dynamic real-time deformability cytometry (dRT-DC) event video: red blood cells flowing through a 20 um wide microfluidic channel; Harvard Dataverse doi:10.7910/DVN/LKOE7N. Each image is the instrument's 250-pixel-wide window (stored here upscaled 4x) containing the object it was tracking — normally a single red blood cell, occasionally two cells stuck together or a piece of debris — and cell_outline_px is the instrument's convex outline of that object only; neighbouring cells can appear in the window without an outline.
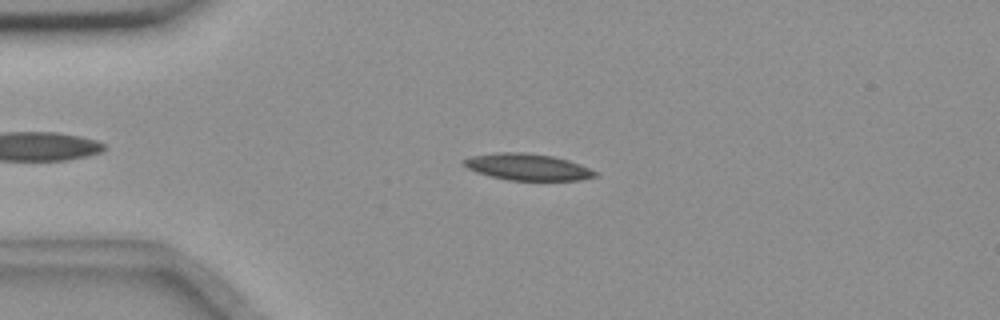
{"species": "common noctule bat (a hibernating species)", "species_latin": "Nyctalus noctula", "temperature_condition": "room temperature", "stored_images_in_passage": 45, "camera_frame_rate_fps": 3000, "um_per_image_px": 0.085, "animal": {"sex": "female", "body_mass_g": 18.4}, "frame": {"image": 1, "passage_image": 2, "time_ms": 0.333, "image_size_px": [1000, 320], "cell_outline_px": [[596, 176], [580, 180], [508, 180], [476, 172], [460, 164], [460, 160], [472, 156], [496, 152], [524, 152], [552, 156], [568, 160], [580, 164], [596, 172]], "centroid_in_image_um": [44.78, 14.18], "position_along_channel_um": 40.2, "area_um2": 20.29}}
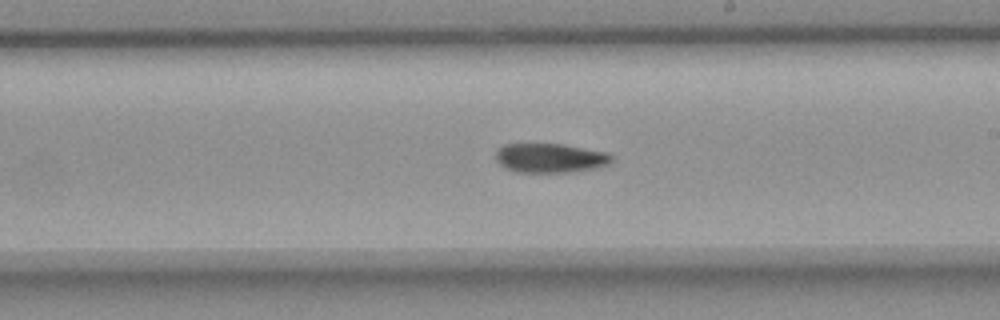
{"frame": {"image": 2, "passage_image": 21, "time_ms": 6.667, "image_size_px": [1000, 320], "cell_outline_px": [[612, 160], [608, 164], [592, 168], [568, 172], [516, 172], [504, 168], [496, 160], [496, 148], [504, 144], [564, 144], [608, 152], [612, 156]], "centroid_in_image_um": [46.72, 13.42], "position_along_channel_um": 242.3, "area_um2": 19.83}}
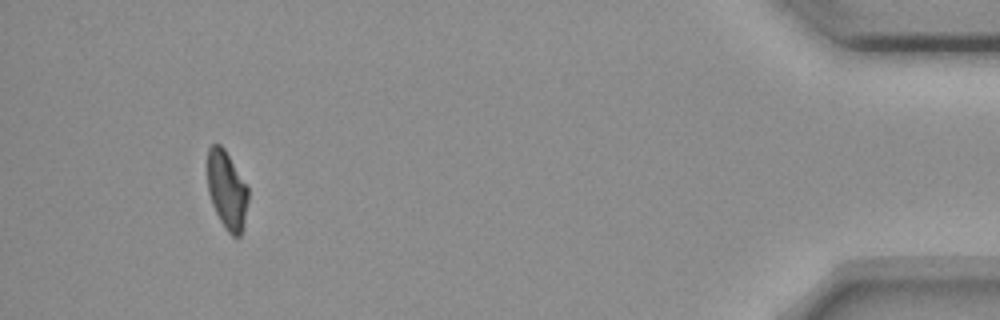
{"frame": {"image": 3, "passage_image": 41, "time_ms": 13.333, "image_size_px": [1000, 320], "cell_outline_px": [[248, 200], [244, 220], [240, 236], [232, 236], [224, 228], [212, 204], [208, 192], [208, 148], [212, 144], [220, 144], [224, 148], [248, 188]], "centroid_in_image_um": [19.27, 16.16], "position_along_channel_um": 415.9, "area_um2": 18.26}, "authors_computed_cell_mechanics": {"area_um2": 20.1144, "velocity_mm_per_s": 3.6232, "shape_relaxation_time_tau1_ms": null, "shape_relaxation_time_tau2_ms": 7.7431, "deformation_change_tau1": null, "deformation_change_tau2": 0.1378}}